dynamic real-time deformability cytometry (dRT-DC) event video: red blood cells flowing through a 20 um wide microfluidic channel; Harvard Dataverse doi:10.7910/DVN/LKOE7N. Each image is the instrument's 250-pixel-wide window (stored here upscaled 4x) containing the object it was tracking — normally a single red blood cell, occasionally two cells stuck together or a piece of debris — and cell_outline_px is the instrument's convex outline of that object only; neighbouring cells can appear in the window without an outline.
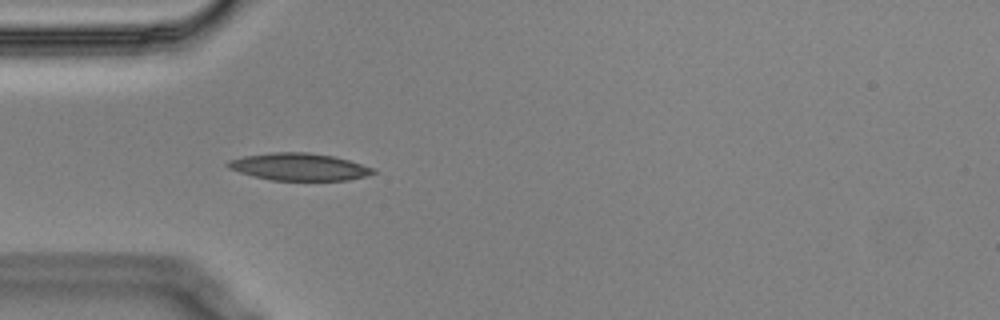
{"species": "Egyptian fruit bat (a non-hibernating species)", "species_latin": "Rousettus aegyptiacus", "temperature_condition": "cold", "stored_images_in_passage": 41, "camera_frame_rate_fps": 3000, "um_per_image_px": 0.085, "animal": {"sex": "male"}, "frame": {"image": 1, "passage_image": 1, "time_ms": 0.0, "image_size_px": [1000, 320], "cell_outline_px": [[376, 172], [364, 176], [348, 180], [272, 180], [252, 176], [228, 168], [224, 164], [228, 160], [244, 156], [272, 152], [308, 152], [332, 156], [348, 160], [376, 168]], "centroid_in_image_um": [25.4, 14.17], "position_along_channel_um": 59.6, "area_um2": 23.06}}
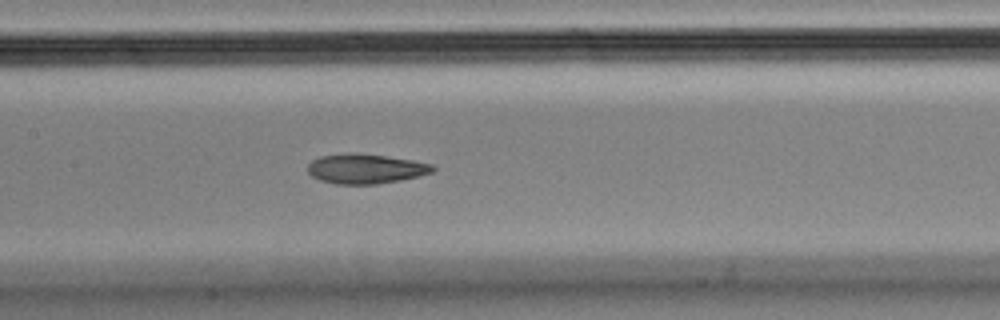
{"frame": {"image": 2, "passage_image": 11, "time_ms": 3.333, "image_size_px": [1000, 320], "cell_outline_px": [[436, 168], [432, 172], [400, 180], [376, 184], [336, 184], [320, 180], [312, 176], [308, 172], [308, 164], [312, 160], [320, 156], [348, 152], [356, 152], [412, 160], [432, 164]], "centroid_in_image_um": [31.04, 14.33], "position_along_channel_um": 176.4, "area_um2": 21.62}}
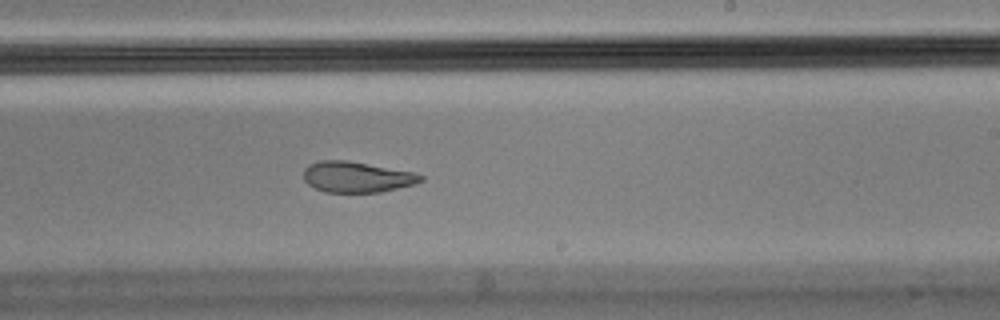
{"frame": {"image": 3, "passage_image": 18, "time_ms": 5.667, "image_size_px": [1000, 320], "cell_outline_px": [[424, 180], [416, 184], [380, 192], [324, 192], [308, 184], [304, 180], [304, 168], [308, 164], [320, 160], [348, 160], [412, 172], [424, 176]], "centroid_in_image_um": [30.32, 15.04], "position_along_channel_um": 258.7, "area_um2": 21.04}, "authors_computed_cell_mechanics": {"area_um2": 23.0622, "velocity_mm_per_s": 3.5472, "shape_relaxation_time_tau1_ms": null, "shape_relaxation_time_tau2_ms": 4.2065, "deformation_change_tau1": null, "deformation_change_tau2": 0.1129}}